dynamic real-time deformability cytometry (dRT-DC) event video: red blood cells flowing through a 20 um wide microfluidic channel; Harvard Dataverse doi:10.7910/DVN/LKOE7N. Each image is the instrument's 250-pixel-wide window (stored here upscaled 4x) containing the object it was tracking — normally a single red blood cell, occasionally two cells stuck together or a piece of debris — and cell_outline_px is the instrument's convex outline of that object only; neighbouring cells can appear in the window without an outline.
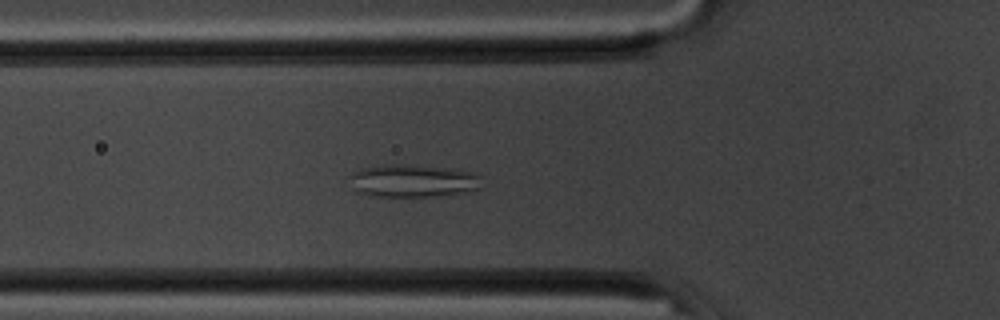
{"species": "common noctule bat (a hibernating species)", "species_latin": "Nyctalus noctula", "temperature_condition": "room temperature", "stored_images_in_passage": 41, "camera_frame_rate_fps": 3000, "um_per_image_px": 0.085, "animal": {"sex": "male", "body_mass_g": 20.1, "forearm_length_mm": 53.5}, "frame": {"image": 1, "passage_image": 5, "time_ms": 1.333, "image_size_px": [1000, 320], "cell_outline_px": [[484, 176], [480, 188], [476, 192], [432, 196], [376, 196], [356, 192], [352, 188], [348, 176], [352, 172], [360, 168], [384, 164], [400, 164], [456, 168], [476, 172]], "centroid_in_image_um": [35.18, 15.36], "position_along_channel_um": 90.6, "area_um2": 26.13}}
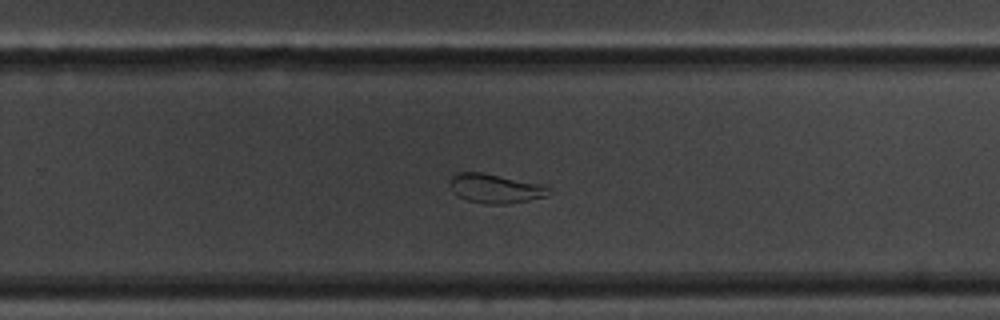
{"frame": {"image": 2, "passage_image": 21, "time_ms": 6.667, "image_size_px": [1000, 320], "cell_outline_px": [[556, 188], [548, 196], [508, 204], [484, 204], [468, 200], [456, 196], [452, 192], [448, 180], [456, 172], [484, 172], [544, 184]], "centroid_in_image_um": [42.15, 16.01], "position_along_channel_um": 287.7, "area_um2": 17.51}}
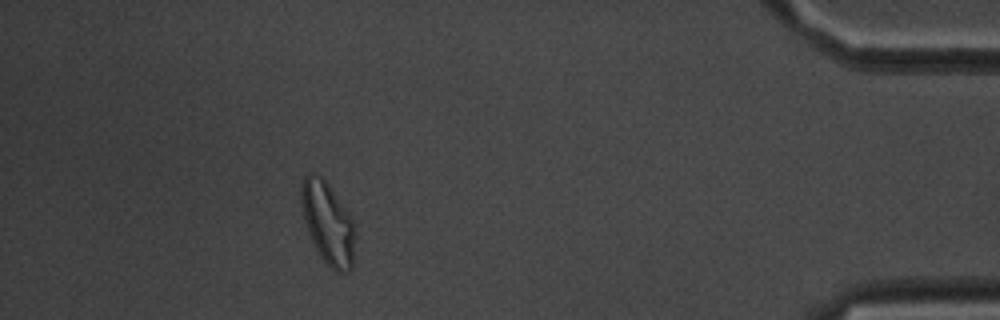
{"frame": {"image": 3, "passage_image": 35, "time_ms": 11.333, "image_size_px": [1000, 320], "cell_outline_px": [[356, 232], [352, 268], [348, 272], [336, 272], [320, 256], [308, 232], [304, 220], [300, 204], [300, 188], [304, 176], [308, 172], [312, 172], [320, 176], [328, 184], [348, 212], [356, 228]], "centroid_in_image_um": [27.86, 18.95], "position_along_channel_um": 407.3, "area_um2": 25.89}, "authors_computed_cell_mechanics": {"area_um2": 21.386, "velocity_mm_per_s": 3.6836, "shape_relaxation_time_tau1_ms": null, "shape_relaxation_time_tau2_ms": 5.4172, "deformation_change_tau1": null, "deformation_change_tau2": 0.1251}}